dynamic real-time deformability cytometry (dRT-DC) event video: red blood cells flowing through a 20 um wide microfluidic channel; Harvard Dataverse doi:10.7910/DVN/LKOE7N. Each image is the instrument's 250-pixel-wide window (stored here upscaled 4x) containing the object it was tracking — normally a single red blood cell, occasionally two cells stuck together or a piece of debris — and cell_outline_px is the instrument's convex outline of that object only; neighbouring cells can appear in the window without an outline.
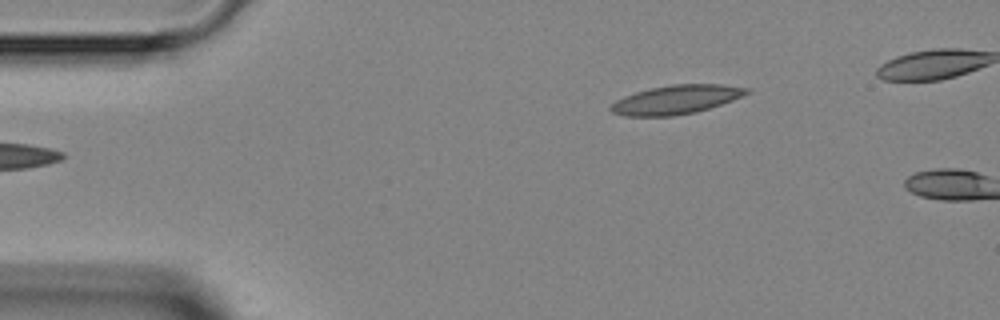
{"species": "Egyptian fruit bat (a non-hibernating species)", "species_latin": "Rousettus aegyptiacus", "temperature_condition": "room temperature", "stored_images_in_passage": 2, "camera_frame_rate_fps": 3000, "um_per_image_px": 0.085, "animal": {"sex": "female"}, "frame": {"image": 1, "passage_image": 2, "time_ms": 1.0, "image_size_px": [1000, 320], "cell_outline_px": [[752, 92], [732, 100], [696, 112], [672, 116], [624, 116], [612, 112], [608, 108], [616, 100], [624, 96], [636, 92], [652, 88], [672, 84], [724, 84], [752, 88]], "centroid_in_image_um": [57.5, 8.46], "position_along_channel_um": 27.5, "area_um2": 22.89}}